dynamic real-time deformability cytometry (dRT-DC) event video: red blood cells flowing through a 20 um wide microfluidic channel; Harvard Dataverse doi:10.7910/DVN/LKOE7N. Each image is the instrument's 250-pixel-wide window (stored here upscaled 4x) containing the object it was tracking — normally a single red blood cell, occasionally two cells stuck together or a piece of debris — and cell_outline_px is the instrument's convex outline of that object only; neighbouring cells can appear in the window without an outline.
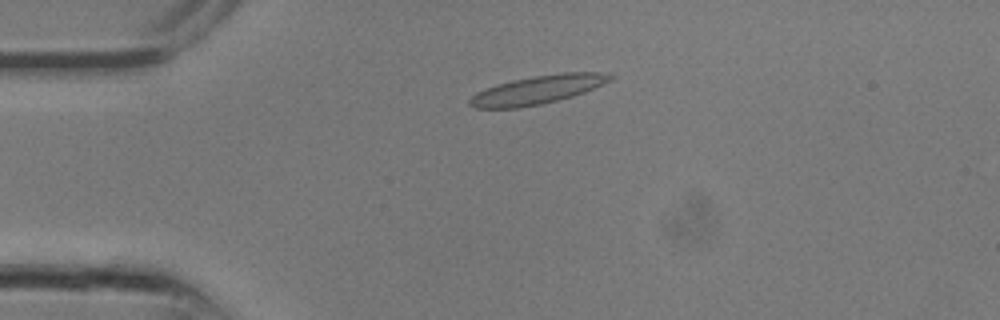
{"species": "common noctule bat (a hibernating species)", "species_latin": "Nyctalus noctula", "temperature_condition": "room temperature", "stored_images_in_passage": 12, "camera_frame_rate_fps": 3000, "um_per_image_px": 0.085, "animal": {"sex": "male", "body_mass_g": 13.3}, "frame": {"image": 1, "passage_image": 5, "time_ms": 1.333, "image_size_px": [1000, 320], "cell_outline_px": [[616, 76], [612, 80], [604, 84], [584, 92], [572, 96], [540, 104], [520, 108], [476, 108], [468, 104], [468, 100], [476, 92], [496, 84], [512, 80], [536, 76], [564, 72], [608, 72]], "centroid_in_image_um": [45.73, 7.62], "position_along_channel_um": 39.3, "area_um2": 23.35}}
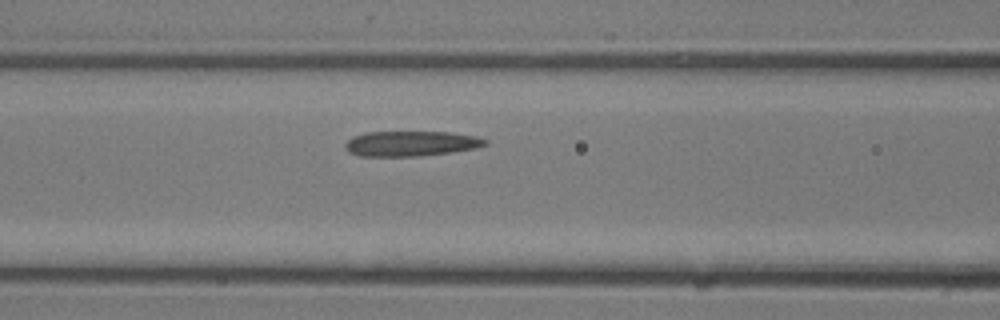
{"frame": {"image": 2, "passage_image": 10, "time_ms": 3.0, "image_size_px": [1000, 320], "cell_outline_px": [[488, 144], [476, 148], [452, 152], [420, 156], [360, 156], [348, 152], [344, 148], [344, 144], [352, 136], [364, 132], [452, 132], [476, 136], [488, 140]], "centroid_in_image_um": [34.92, 12.2], "position_along_channel_um": 131.7, "area_um2": 20.75}}
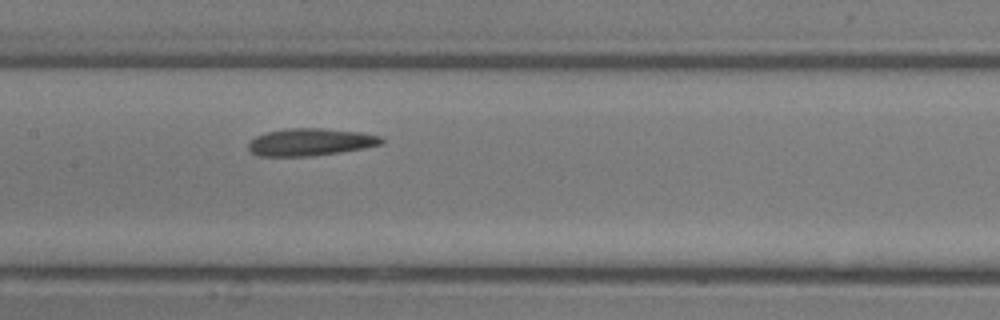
{"frame": {"image": 3, "passage_image": 12, "time_ms": 3.667, "image_size_px": [1000, 320], "cell_outline_px": [[384, 144], [364, 148], [340, 152], [312, 156], [256, 156], [248, 148], [248, 144], [256, 136], [264, 132], [288, 128], [324, 128], [360, 132], [384, 136]], "centroid_in_image_um": [26.42, 12.07], "position_along_channel_um": 181.0, "area_um2": 21.44}}